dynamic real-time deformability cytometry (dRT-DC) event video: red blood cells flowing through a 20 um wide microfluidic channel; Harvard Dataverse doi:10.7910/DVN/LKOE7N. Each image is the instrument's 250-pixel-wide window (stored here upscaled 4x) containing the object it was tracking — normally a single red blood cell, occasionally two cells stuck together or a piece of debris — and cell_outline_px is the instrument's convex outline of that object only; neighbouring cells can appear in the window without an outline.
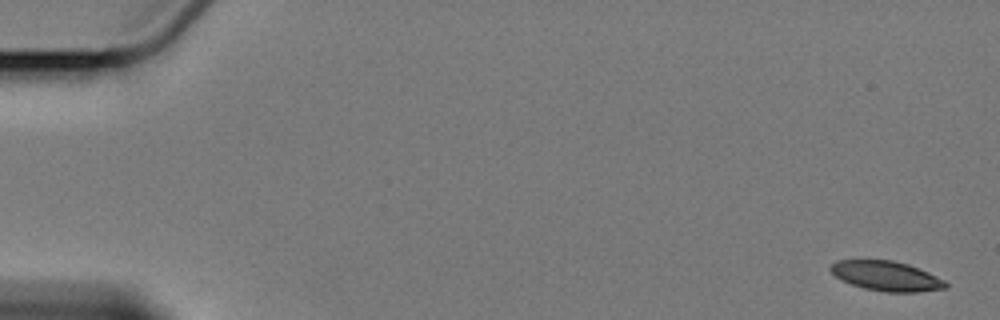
{"species": "Egyptian fruit bat (a non-hibernating species)", "species_latin": "Rousettus aegyptiacus", "temperature_condition": "cold", "stored_images_in_passage": 8, "camera_frame_rate_fps": 3000, "um_per_image_px": 0.085, "animal": {"sex": "female"}, "frame": {"image": 1, "passage_image": 1, "time_ms": 0.0, "image_size_px": [1000, 320], "cell_outline_px": [[948, 288], [916, 292], [884, 292], [864, 288], [852, 284], [836, 276], [828, 268], [836, 260], [892, 260], [908, 264], [928, 272], [944, 280], [948, 284]], "centroid_in_image_um": [75.36, 23.46], "position_along_channel_um": 9.6, "area_um2": 19.83}}
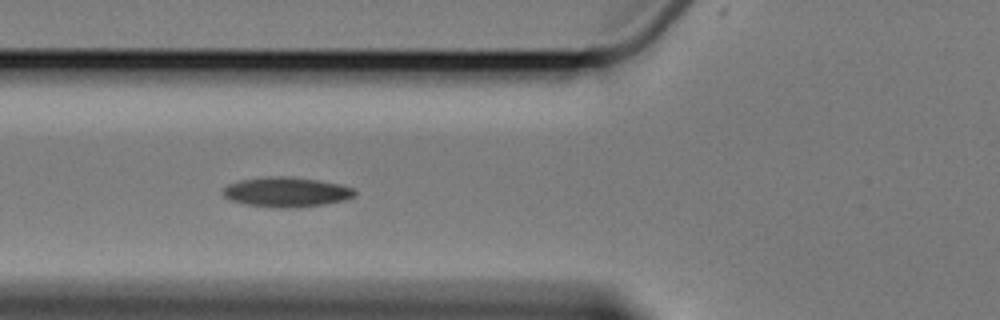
{"frame": {"image": 2, "passage_image": 7, "time_ms": 7.0, "image_size_px": [1000, 320], "cell_outline_px": [[356, 196], [348, 200], [324, 204], [292, 208], [280, 208], [244, 204], [232, 200], [224, 196], [220, 192], [228, 184], [244, 180], [272, 176], [280, 176], [316, 180], [336, 184], [352, 188], [356, 192]], "centroid_in_image_um": [24.35, 16.34], "position_along_channel_um": 101.4, "area_um2": 22.6}}
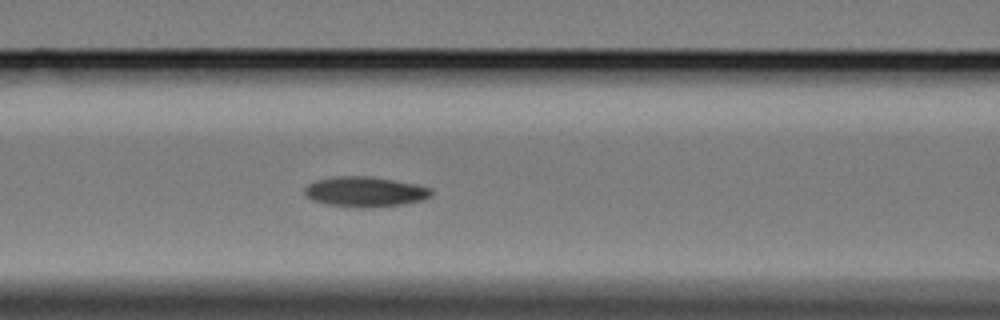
{"frame": {"image": 3, "passage_image": 8, "time_ms": 8.0, "image_size_px": [1000, 320], "cell_outline_px": [[432, 196], [424, 200], [404, 204], [368, 208], [360, 208], [328, 204], [312, 200], [304, 192], [304, 188], [308, 184], [316, 180], [332, 176], [372, 176], [416, 184], [432, 188]], "centroid_in_image_um": [31.06, 16.29], "position_along_channel_um": 135.5, "area_um2": 22.48}}